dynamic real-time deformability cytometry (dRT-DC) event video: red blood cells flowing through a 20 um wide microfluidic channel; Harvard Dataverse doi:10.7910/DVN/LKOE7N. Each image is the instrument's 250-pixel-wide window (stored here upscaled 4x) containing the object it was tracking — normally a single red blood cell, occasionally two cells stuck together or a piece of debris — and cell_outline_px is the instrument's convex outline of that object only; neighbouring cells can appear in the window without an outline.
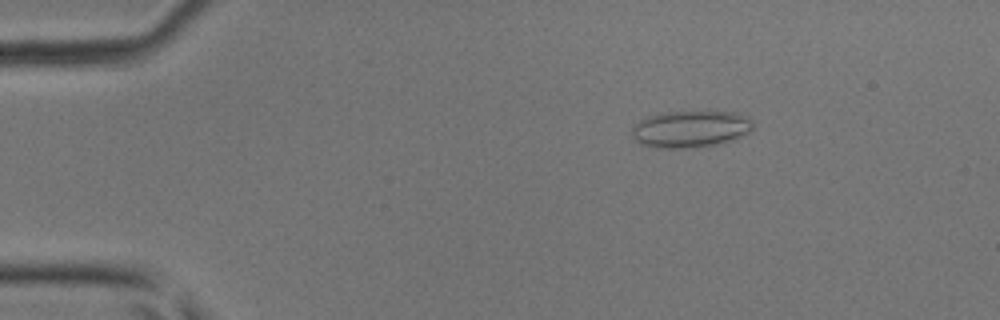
{"species": "common noctule bat (a hibernating species)", "species_latin": "Nyctalus noctula", "temperature_condition": "room temperature", "stored_images_in_passage": 42, "camera_frame_rate_fps": 3000, "um_per_image_px": 0.085, "animal": {"sex": "male", "body_mass_g": 17.9, "forearm_length_mm": 54.2}, "frame": {"image": 1, "passage_image": 5, "time_ms": 1.333, "image_size_px": [1000, 320], "cell_outline_px": [[752, 128], [748, 132], [732, 140], [720, 144], [688, 148], [656, 148], [640, 144], [632, 136], [632, 128], [640, 120], [648, 116], [660, 112], [708, 108], [736, 112], [752, 120]], "centroid_in_image_um": [58.7, 10.91], "position_along_channel_um": 26.3, "area_um2": 27.05}}
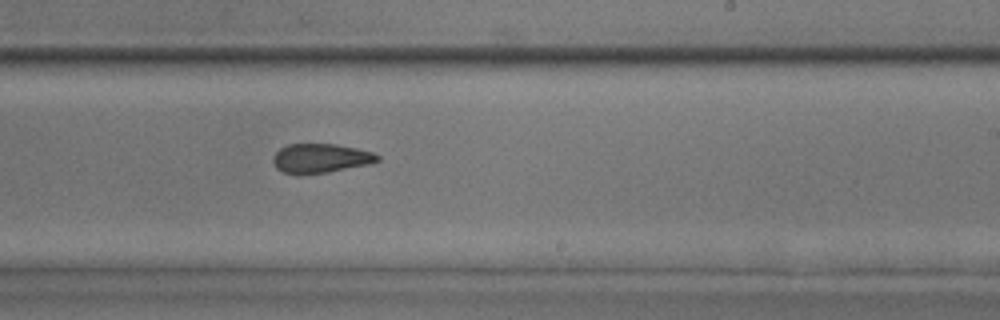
{"frame": {"image": 2, "passage_image": 25, "time_ms": 8.0, "image_size_px": [1000, 320], "cell_outline_px": [[380, 160], [372, 164], [328, 172], [296, 176], [284, 172], [276, 168], [272, 160], [272, 156], [280, 148], [288, 144], [336, 144], [356, 148], [372, 152], [380, 156]], "centroid_in_image_um": [27.24, 13.47], "position_along_channel_um": 261.8, "area_um2": 18.15}}
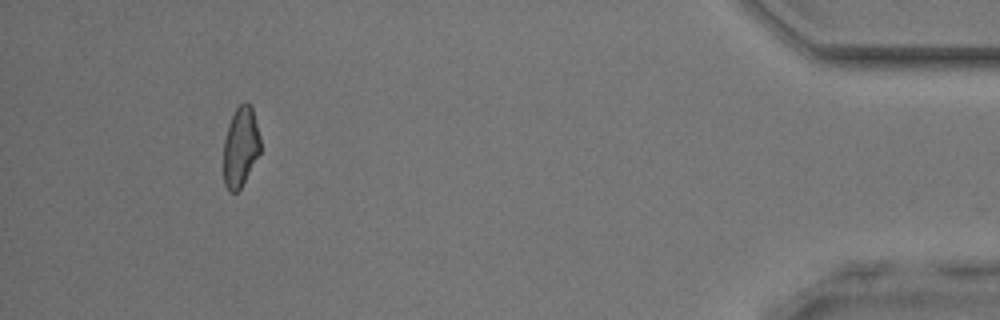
{"frame": {"image": 3, "passage_image": 39, "time_ms": 12.667, "image_size_px": [1000, 320], "cell_outline_px": [[260, 152], [240, 188], [236, 192], [228, 192], [224, 184], [224, 140], [232, 116], [236, 108], [244, 100], [252, 108], [260, 136]], "centroid_in_image_um": [20.44, 12.49], "position_along_channel_um": 414.8, "area_um2": 16.88}}